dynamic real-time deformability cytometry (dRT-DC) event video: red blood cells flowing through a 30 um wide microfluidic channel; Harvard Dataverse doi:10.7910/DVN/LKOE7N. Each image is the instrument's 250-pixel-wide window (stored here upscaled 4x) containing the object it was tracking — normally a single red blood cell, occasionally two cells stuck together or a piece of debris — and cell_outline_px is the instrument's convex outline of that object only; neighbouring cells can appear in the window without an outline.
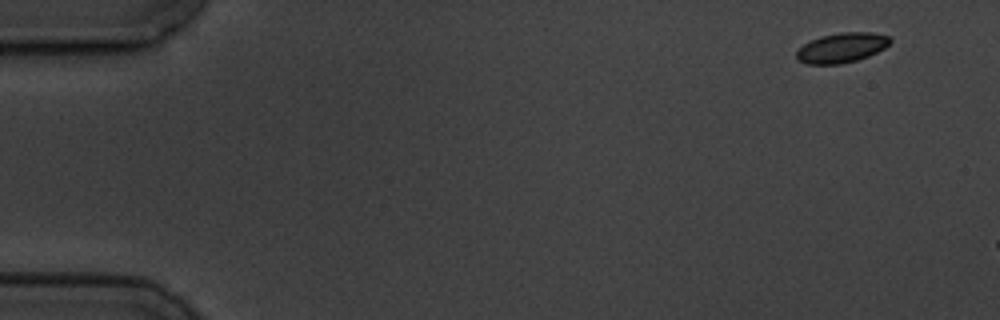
{"species": "common noctule bat (a hibernating species)", "species_latin": "Nyctalus noctula", "temperature_condition": "cold", "stored_images_in_passage": 3, "camera_frame_rate_fps": 3000, "um_per_image_px": 0.085, "animal": {"sex": "male", "body_mass_g": 19.5, "forearm_length_mm": 54.6}, "frame": {"image": 1, "passage_image": 1, "time_ms": 0.0, "image_size_px": [1000, 320], "cell_outline_px": [[892, 40], [884, 48], [868, 56], [856, 60], [840, 64], [804, 64], [796, 60], [796, 52], [804, 44], [820, 36], [840, 32], [872, 32], [888, 36]], "centroid_in_image_um": [71.52, 4.06], "position_along_channel_um": 13.5, "area_um2": 16.24}}